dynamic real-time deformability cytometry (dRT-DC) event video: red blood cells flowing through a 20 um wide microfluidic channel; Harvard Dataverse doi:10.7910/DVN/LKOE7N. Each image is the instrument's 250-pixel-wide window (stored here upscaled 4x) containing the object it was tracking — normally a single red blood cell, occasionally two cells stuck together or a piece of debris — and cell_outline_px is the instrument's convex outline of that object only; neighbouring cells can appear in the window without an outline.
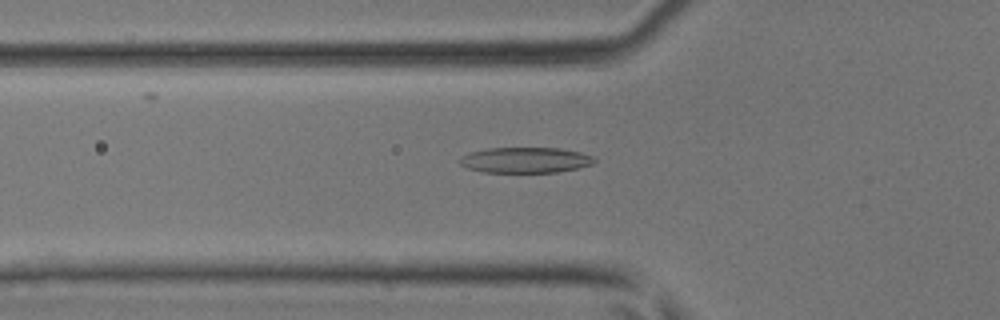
{"species": "common noctule bat (a hibernating species)", "species_latin": "Nyctalus noctula", "temperature_condition": "room temperature", "stored_images_in_passage": 36, "camera_frame_rate_fps": 3000, "um_per_image_px": 0.085, "animal": {"sex": "male", "body_mass_g": 17.9, "forearm_length_mm": 54.2}, "frame": {"image": 1, "passage_image": 6, "time_ms": 1.667, "image_size_px": [1000, 320], "cell_outline_px": [[596, 160], [592, 164], [576, 168], [556, 172], [484, 172], [468, 168], [460, 164], [460, 160], [464, 156], [472, 152], [488, 148], [560, 148], [580, 152], [592, 156]], "centroid_in_image_um": [44.68, 13.6], "position_along_channel_um": 81.1, "area_um2": 19.77}}
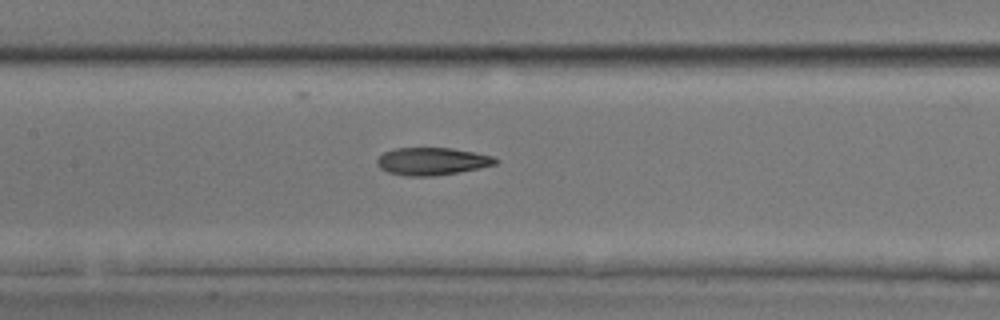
{"frame": {"image": 2, "passage_image": 12, "time_ms": 3.667, "image_size_px": [1000, 320], "cell_outline_px": [[500, 160], [496, 164], [480, 168], [460, 172], [432, 176], [404, 176], [388, 172], [380, 168], [376, 164], [376, 160], [384, 152], [392, 148], [452, 148], [492, 156]], "centroid_in_image_um": [36.71, 13.71], "position_along_channel_um": 170.7, "area_um2": 19.07}}
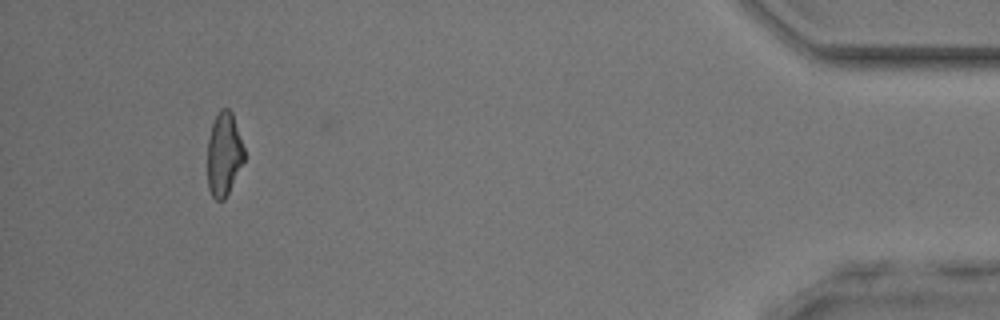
{"frame": {"image": 3, "passage_image": 33, "time_ms": 10.667, "image_size_px": [1000, 320], "cell_outline_px": [[244, 160], [224, 200], [216, 200], [212, 196], [208, 188], [208, 140], [212, 124], [220, 108], [228, 108], [232, 112], [244, 148]], "centroid_in_image_um": [19.03, 13.09], "position_along_channel_um": 416.2, "area_um2": 17.63}}